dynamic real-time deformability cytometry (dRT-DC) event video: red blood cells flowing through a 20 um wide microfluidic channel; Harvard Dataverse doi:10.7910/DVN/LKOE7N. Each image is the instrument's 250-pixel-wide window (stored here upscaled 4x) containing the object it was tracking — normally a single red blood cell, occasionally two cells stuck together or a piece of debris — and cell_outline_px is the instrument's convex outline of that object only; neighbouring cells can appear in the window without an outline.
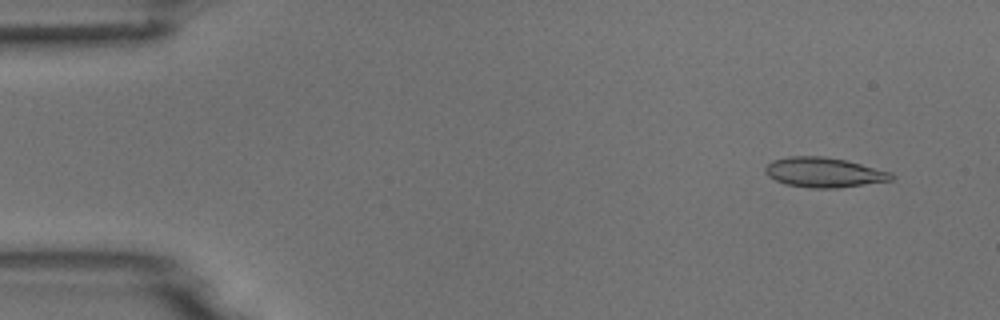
{"species": "common noctule bat (a hibernating species)", "species_latin": "Nyctalus noctula", "temperature_condition": "room temperature", "stored_images_in_passage": 5, "camera_frame_rate_fps": 3000, "um_per_image_px": 0.085, "animal": {"sex": "male", "body_mass_g": 18.8}, "frame": {"image": 1, "passage_image": 1, "time_ms": 0.0, "image_size_px": [1000, 320], "cell_outline_px": [[896, 176], [892, 180], [836, 188], [812, 188], [784, 184], [768, 176], [764, 172], [764, 168], [772, 160], [788, 156], [824, 156], [844, 160], [892, 172]], "centroid_in_image_um": [70.01, 14.65], "position_along_channel_um": 15.0, "area_um2": 21.91}}
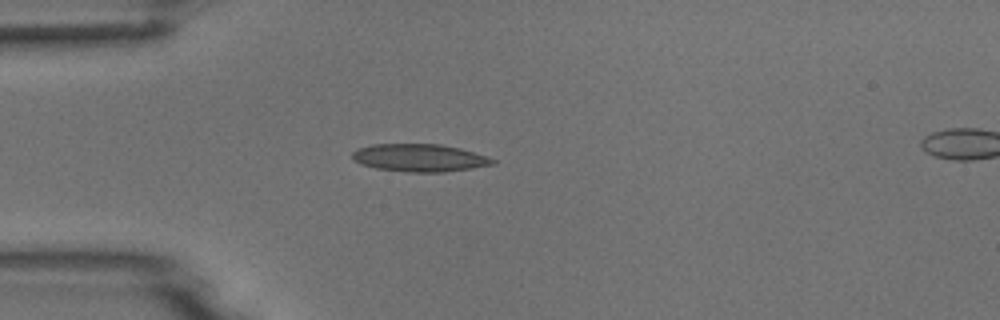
{"frame": {"image": 2, "passage_image": 4, "time_ms": 3.333, "image_size_px": [1000, 320], "cell_outline_px": [[496, 164], [472, 168], [444, 172], [408, 172], [376, 168], [360, 164], [352, 160], [352, 152], [356, 148], [372, 144], [440, 144], [460, 148], [496, 160]], "centroid_in_image_um": [35.61, 13.41], "position_along_channel_um": 49.4, "area_um2": 22.66}}